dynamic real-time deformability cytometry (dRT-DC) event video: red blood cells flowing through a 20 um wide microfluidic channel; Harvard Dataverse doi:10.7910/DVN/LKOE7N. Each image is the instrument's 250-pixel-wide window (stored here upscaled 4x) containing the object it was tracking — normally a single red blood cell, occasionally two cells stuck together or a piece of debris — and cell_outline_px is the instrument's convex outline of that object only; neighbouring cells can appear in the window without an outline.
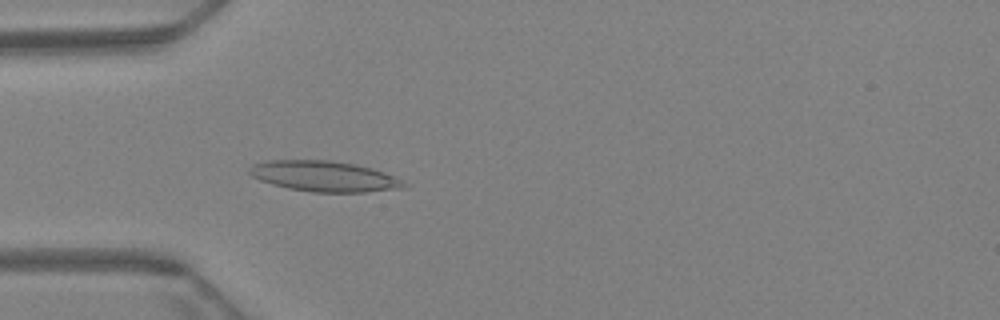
{"species": "Egyptian fruit bat (a non-hibernating species)", "species_latin": "Rousettus aegyptiacus", "temperature_condition": "warm", "stored_images_in_passage": 63, "camera_frame_rate_fps": 3000, "um_per_image_px": 0.085, "animal": {"sex": "female"}, "frame": {"image": 1, "passage_image": 18, "time_ms": 5.667, "image_size_px": [1000, 320], "cell_outline_px": [[412, 184], [408, 188], [364, 192], [312, 192], [288, 188], [272, 184], [260, 180], [252, 176], [248, 172], [248, 168], [252, 164], [268, 160], [332, 160], [356, 164], [372, 168], [384, 172], [404, 180]], "centroid_in_image_um": [27.62, 14.98], "position_along_channel_um": 57.4, "area_um2": 27.98}}
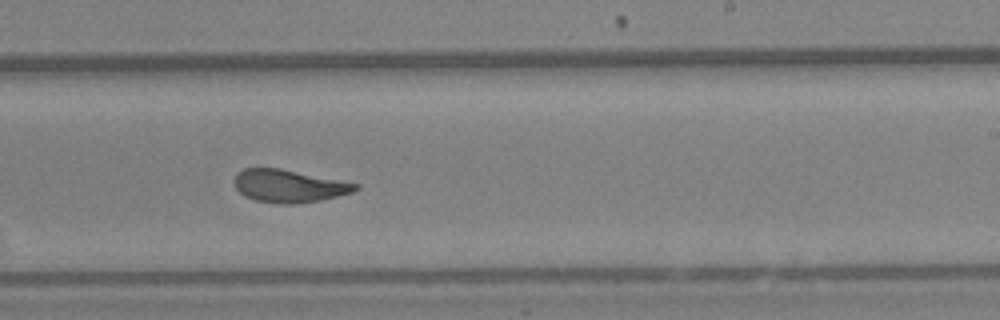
{"frame": {"image": 2, "passage_image": 38, "time_ms": 12.333, "image_size_px": [1000, 320], "cell_outline_px": [[360, 188], [352, 192], [320, 200], [296, 204], [280, 204], [256, 200], [244, 196], [236, 188], [232, 180], [236, 172], [244, 168], [280, 168], [360, 184]], "centroid_in_image_um": [24.52, 15.8], "position_along_channel_um": 264.5, "area_um2": 23.18}}
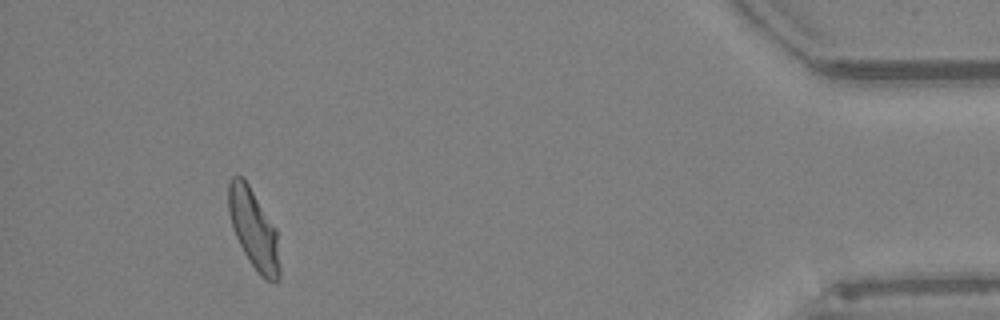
{"frame": {"image": 3, "passage_image": 58, "time_ms": 19.0, "image_size_px": [1000, 320], "cell_outline_px": [[280, 280], [276, 284], [260, 276], [256, 272], [248, 260], [232, 228], [228, 212], [228, 180], [232, 176], [240, 176], [248, 184], [276, 228], [280, 268]], "centroid_in_image_um": [21.56, 19.52], "position_along_channel_um": 413.6, "area_um2": 23.81}, "authors_computed_cell_mechanics": {"area_um2": 23.9292, "velocity_mm_per_s": 3.1797, "shape_relaxation_time_tau1_ms": 6.6455, "shape_relaxation_time_tau2_ms": 1.4232, "deformation_change_tau1": 0.1829, "deformation_change_tau2": 0.0867}}